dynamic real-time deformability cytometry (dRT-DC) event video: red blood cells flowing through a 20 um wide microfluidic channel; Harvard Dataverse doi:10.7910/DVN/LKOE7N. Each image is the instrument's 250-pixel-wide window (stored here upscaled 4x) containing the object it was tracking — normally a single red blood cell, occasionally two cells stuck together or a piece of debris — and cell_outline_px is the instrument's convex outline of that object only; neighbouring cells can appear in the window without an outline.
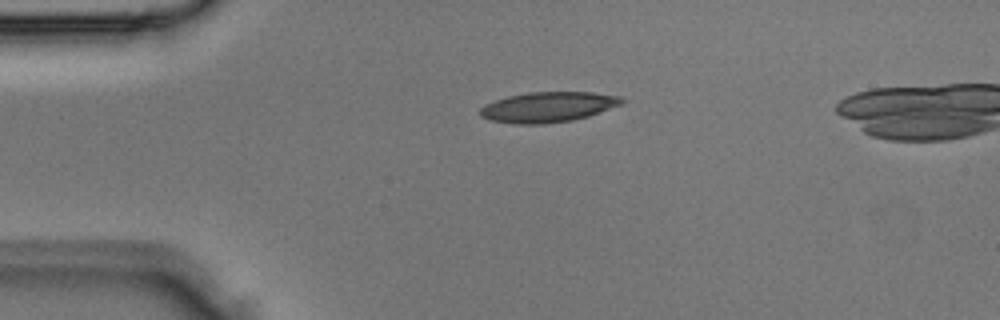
{"species": "Egyptian fruit bat (a non-hibernating species)", "species_latin": "Rousettus aegyptiacus", "temperature_condition": "room temperature", "stored_images_in_passage": 2, "camera_frame_rate_fps": 3000, "um_per_image_px": 0.085, "animal": {"sex": "male"}, "frame": {"image": 1, "passage_image": 1, "time_ms": 0.0, "image_size_px": [1000, 320], "cell_outline_px": [[628, 100], [624, 104], [588, 116], [572, 120], [544, 124], [512, 124], [488, 120], [480, 116], [480, 108], [484, 104], [508, 96], [528, 92], [592, 92], [620, 96]], "centroid_in_image_um": [46.6, 9.1], "position_along_channel_um": 38.4, "area_um2": 25.32}}